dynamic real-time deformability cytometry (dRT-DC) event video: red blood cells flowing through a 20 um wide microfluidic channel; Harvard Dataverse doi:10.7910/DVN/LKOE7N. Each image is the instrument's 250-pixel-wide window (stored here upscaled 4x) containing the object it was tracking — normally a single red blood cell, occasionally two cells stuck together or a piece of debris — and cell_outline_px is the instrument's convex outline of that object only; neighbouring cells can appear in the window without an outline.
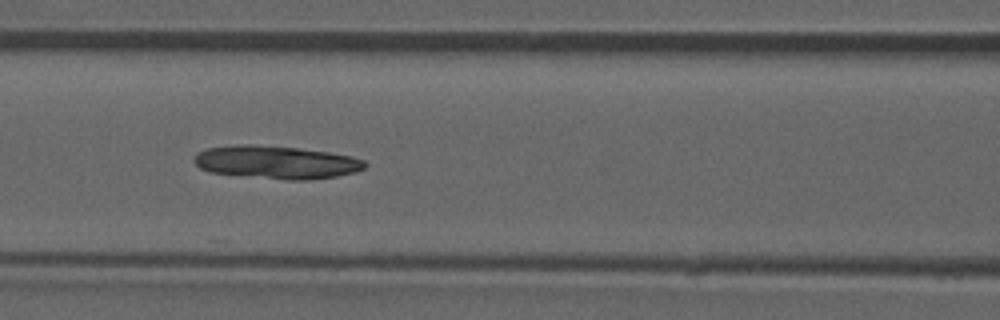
{"species": "common noctule bat (a hibernating species)", "species_latin": "Nyctalus noctula", "temperature_condition": "room temperature", "stored_images_in_passage": 50, "camera_frame_rate_fps": 3000, "um_per_image_px": 0.085, "animal": {"sex": "male", "forearm_length_mm": 52.5}, "frame": {"image": 1, "passage_image": 22, "time_ms": 7.0, "image_size_px": [1000, 320], "cell_outline_px": [[368, 164], [364, 168], [356, 172], [336, 176], [312, 180], [288, 180], [208, 172], [200, 168], [192, 160], [196, 152], [208, 148], [240, 144], [252, 144], [296, 148], [328, 152], [352, 156], [364, 160]], "centroid_in_image_um": [23.48, 13.79], "position_along_channel_um": 143.1, "area_um2": 32.95}}